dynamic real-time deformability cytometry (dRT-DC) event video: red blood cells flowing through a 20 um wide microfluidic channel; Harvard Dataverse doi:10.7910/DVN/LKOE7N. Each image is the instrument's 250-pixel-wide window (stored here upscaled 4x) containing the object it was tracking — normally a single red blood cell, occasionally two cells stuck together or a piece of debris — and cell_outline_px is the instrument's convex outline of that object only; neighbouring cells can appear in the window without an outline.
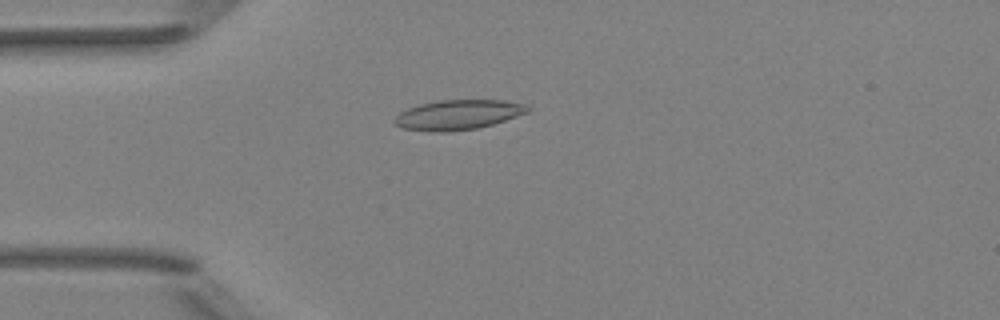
{"species": "Egyptian fruit bat (a non-hibernating species)", "species_latin": "Rousettus aegyptiacus", "temperature_condition": "room temperature", "stored_images_in_passage": 3, "camera_frame_rate_fps": 3000, "um_per_image_px": 0.085, "animal": {"sex": "female"}, "frame": {"image": 1, "passage_image": 3, "time_ms": 0.667, "image_size_px": [1000, 320], "cell_outline_px": [[532, 108], [528, 112], [492, 124], [476, 128], [444, 132], [432, 132], [404, 128], [396, 124], [392, 120], [400, 112], [408, 108], [420, 104], [436, 100], [504, 100], [524, 104]], "centroid_in_image_um": [38.92, 9.74], "position_along_channel_um": 46.1, "area_um2": 23.0}}